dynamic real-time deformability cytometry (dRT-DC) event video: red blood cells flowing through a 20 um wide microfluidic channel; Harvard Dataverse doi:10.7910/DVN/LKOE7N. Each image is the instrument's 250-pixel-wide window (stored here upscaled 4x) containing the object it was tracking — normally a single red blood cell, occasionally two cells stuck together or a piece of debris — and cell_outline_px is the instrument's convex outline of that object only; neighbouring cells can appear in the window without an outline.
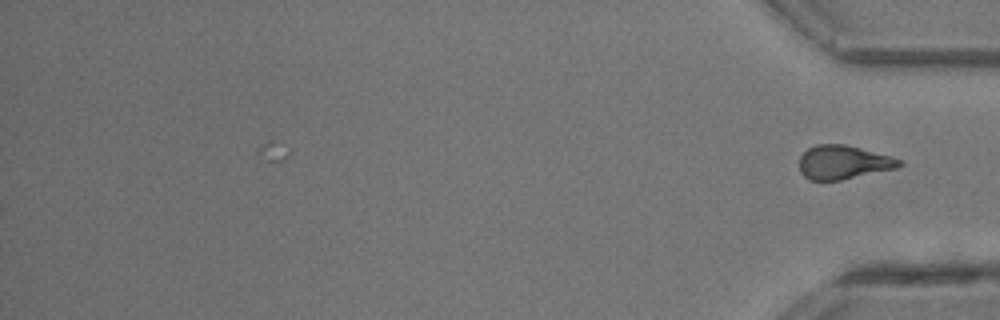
{"species": "common noctule bat (a hibernating species)", "species_latin": "Nyctalus noctula", "temperature_condition": "room temperature", "stored_images_in_passage": 27, "segment_of_instrument_passage": [2, 2], "camera_frame_rate_fps": 3000, "um_per_image_px": 0.085, "animal": {"sex": "male", "body_mass_g": 13.3}, "frame": {"image": 1, "passage_image": 27, "time_ms": 8.667, "image_size_px": [1000, 320], "cell_outline_px": [[904, 164], [896, 168], [840, 180], [808, 180], [800, 172], [800, 156], [808, 148], [816, 144], [844, 144], [860, 148], [888, 156], [900, 160]], "centroid_in_image_um": [71.64, 13.8], "position_along_channel_um": 363.6, "area_um2": 19.42}}